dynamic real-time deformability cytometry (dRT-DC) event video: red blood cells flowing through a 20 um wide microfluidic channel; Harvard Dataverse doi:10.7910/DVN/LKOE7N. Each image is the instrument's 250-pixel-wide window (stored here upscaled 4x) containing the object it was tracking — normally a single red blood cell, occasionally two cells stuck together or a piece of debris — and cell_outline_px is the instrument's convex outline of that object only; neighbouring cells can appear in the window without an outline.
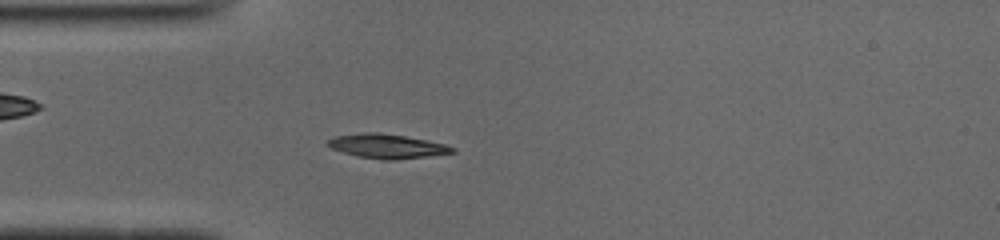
{"species": "common noctule bat (a hibernating species)", "species_latin": "Nyctalus noctula", "temperature_condition": "cold", "stored_images_in_passage": 50, "camera_frame_rate_fps": 3000, "um_per_image_px": 0.085, "animal": {"sex": "male", "body_mass_g": 19.0, "forearm_length_mm": 50.8}, "frame": {"image": 1, "passage_image": 13, "time_ms": 4.0, "image_size_px": [1000, 240], "cell_outline_px": [[456, 152], [428, 156], [396, 160], [384, 160], [360, 156], [344, 152], [332, 148], [328, 144], [328, 140], [336, 136], [364, 132], [380, 132], [404, 136], [444, 144], [456, 148]], "centroid_in_image_um": [32.93, 12.42], "position_along_channel_um": 52.1, "area_um2": 17.28}}
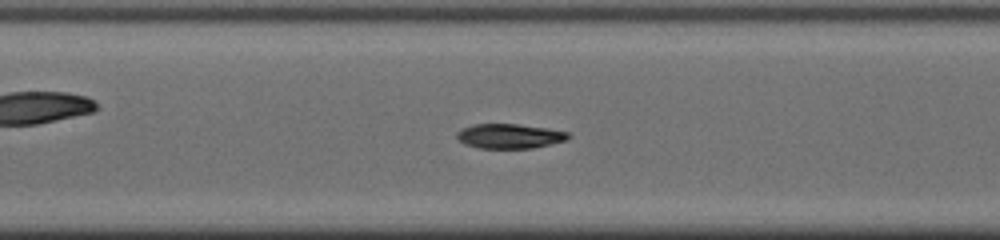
{"frame": {"image": 2, "passage_image": 22, "time_ms": 7.0, "image_size_px": [1000, 240], "cell_outline_px": [[572, 136], [568, 140], [532, 148], [480, 148], [464, 144], [456, 136], [456, 132], [460, 128], [472, 124], [516, 124], [548, 128], [568, 132]], "centroid_in_image_um": [43.31, 11.56], "position_along_channel_um": 164.1, "area_um2": 16.13}}
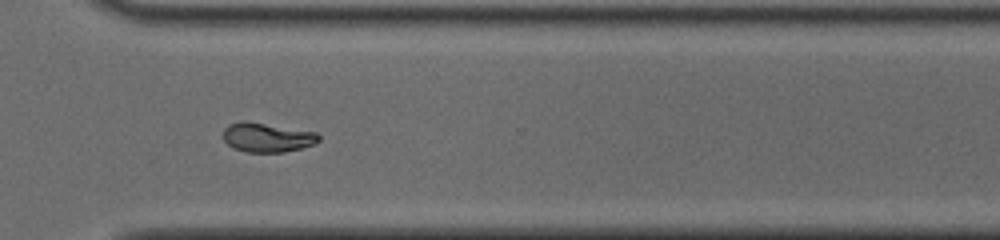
{"frame": {"image": 3, "passage_image": 36, "time_ms": 11.667, "image_size_px": [1000, 240], "cell_outline_px": [[320, 140], [312, 144], [300, 148], [284, 152], [244, 152], [232, 148], [224, 140], [224, 128], [228, 124], [240, 120], [244, 120], [316, 132], [320, 136]], "centroid_in_image_um": [22.66, 11.67], "position_along_channel_um": 347.9, "area_um2": 16.36}, "authors_computed_cell_mechanics": {"area_um2": 16.4152, "velocity_mm_per_s": 3.927, "shape_relaxation_time_tau1_ms": 10.8343, "shape_relaxation_time_tau2_ms": null, "deformation_change_tau1": 0.2652, "deformation_change_tau2": null}}